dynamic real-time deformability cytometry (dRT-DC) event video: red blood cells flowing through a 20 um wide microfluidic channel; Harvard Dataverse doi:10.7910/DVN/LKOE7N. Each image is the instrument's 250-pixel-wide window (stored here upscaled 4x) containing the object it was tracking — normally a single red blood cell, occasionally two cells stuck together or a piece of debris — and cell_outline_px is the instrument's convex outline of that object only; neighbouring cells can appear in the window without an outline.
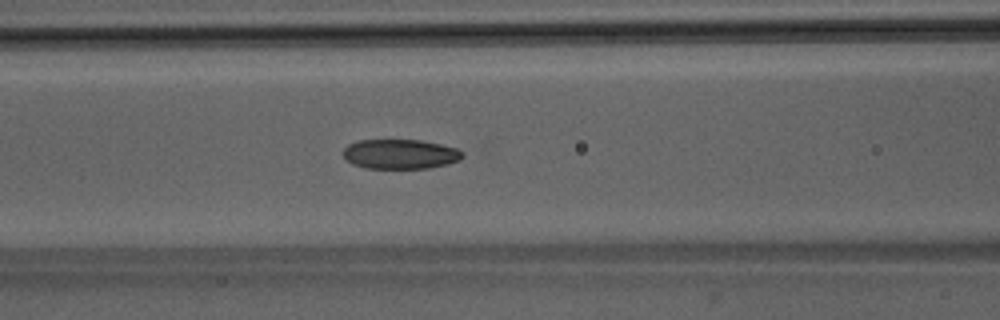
{"species": "Egyptian fruit bat (a non-hibernating species)", "species_latin": "Rousettus aegyptiacus", "temperature_condition": "room temperature", "stored_images_in_passage": 34, "camera_frame_rate_fps": 3000, "um_per_image_px": 0.085, "animal": {"sex": "male"}, "frame": {"image": 1, "passage_image": 5, "time_ms": 1.333, "image_size_px": [1000, 320], "cell_outline_px": [[460, 156], [452, 160], [436, 164], [416, 168], [380, 168], [360, 164], [352, 160], [344, 152], [348, 148], [356, 144], [372, 140], [408, 140], [432, 144], [448, 148], [460, 152]], "centroid_in_image_um": [33.97, 13.09], "position_along_channel_um": 132.6, "area_um2": 17.8}}
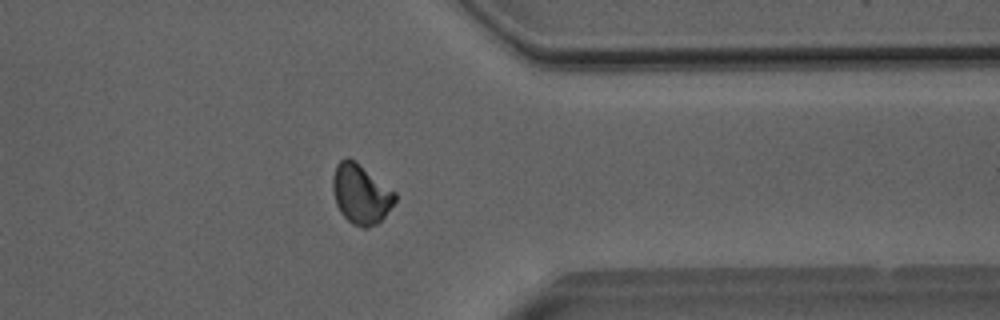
{"frame": {"image": 2, "passage_image": 24, "time_ms": 7.667, "image_size_px": [1000, 320], "cell_outline_px": [[396, 196], [392, 204], [376, 220], [368, 224], [360, 224], [352, 220], [340, 208], [336, 196], [336, 172], [340, 164], [344, 160], [352, 160], [392, 192]], "centroid_in_image_um": [30.69, 16.46], "position_along_channel_um": 380.7, "area_um2": 18.03}}
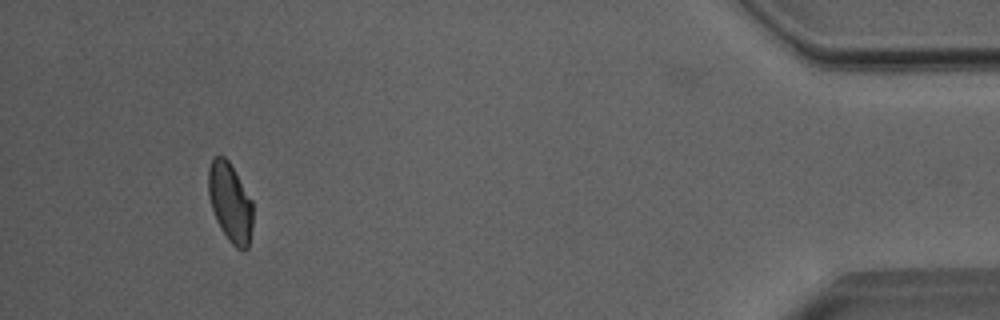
{"frame": {"image": 3, "passage_image": 31, "time_ms": 10.0, "image_size_px": [1000, 320], "cell_outline_px": [[252, 216], [248, 244], [244, 248], [236, 244], [228, 236], [220, 224], [212, 204], [212, 164], [220, 156], [232, 168], [252, 204]], "centroid_in_image_um": [19.64, 17.26], "position_along_channel_um": 415.6, "area_um2": 17.34}}